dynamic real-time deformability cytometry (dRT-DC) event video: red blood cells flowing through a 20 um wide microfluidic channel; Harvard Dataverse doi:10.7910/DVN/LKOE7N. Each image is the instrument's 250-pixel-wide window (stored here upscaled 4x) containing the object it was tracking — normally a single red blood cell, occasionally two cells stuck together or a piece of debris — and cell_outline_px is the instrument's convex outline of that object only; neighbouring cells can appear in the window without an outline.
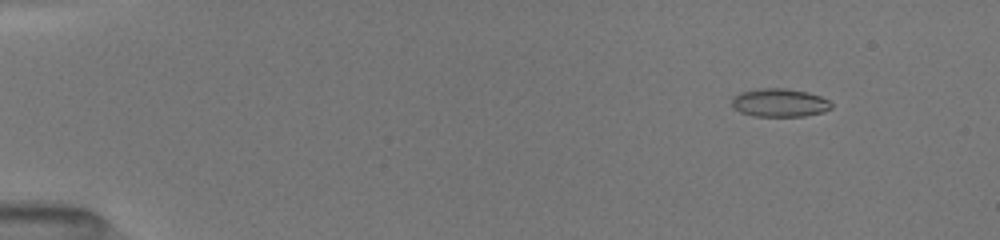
{"species": "common noctule bat (a hibernating species)", "species_latin": "Nyctalus noctula", "temperature_condition": "room temperature", "stored_images_in_passage": 46, "camera_frame_rate_fps": 3000, "um_per_image_px": 0.085, "animal": {"sex": "female", "body_mass_g": 19.5, "forearm_length_mm": 54.1}, "frame": {"image": 1, "passage_image": 4, "time_ms": 1.667, "image_size_px": [1000, 240], "cell_outline_px": [[832, 108], [824, 112], [804, 116], [752, 116], [740, 112], [732, 108], [732, 96], [740, 92], [760, 88], [784, 88], [808, 92], [820, 96], [828, 100], [832, 104]], "centroid_in_image_um": [66.24, 8.73], "position_along_channel_um": 18.8, "area_um2": 16.59}}
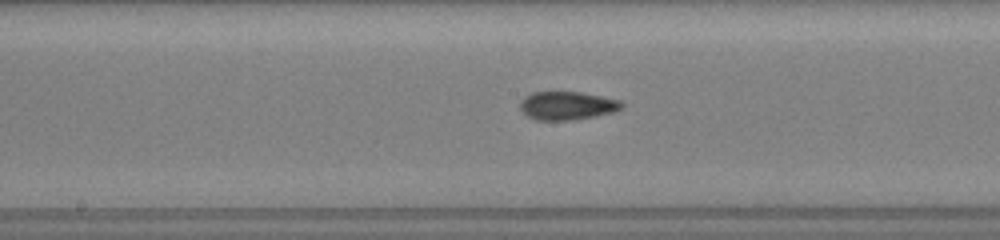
{"frame": {"image": 2, "passage_image": 26, "time_ms": 9.0, "image_size_px": [1000, 240], "cell_outline_px": [[624, 104], [620, 108], [608, 112], [592, 116], [564, 120], [540, 120], [528, 116], [520, 108], [520, 104], [524, 96], [532, 92], [580, 92], [620, 100]], "centroid_in_image_um": [48.15, 8.95], "position_along_channel_um": 200.0, "area_um2": 16.24}}
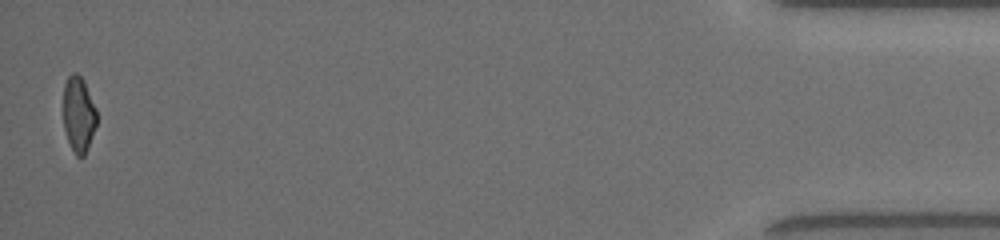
{"frame": {"image": 3, "passage_image": 46, "time_ms": 16.667, "image_size_px": [1000, 240], "cell_outline_px": [[96, 124], [84, 156], [76, 156], [68, 140], [64, 128], [64, 84], [68, 76], [72, 72], [76, 72], [84, 80], [96, 108]], "centroid_in_image_um": [6.68, 9.67], "position_along_channel_um": 428.5, "area_um2": 14.51}, "authors_computed_cell_mechanics": {"area_um2": 16.2418, "velocity_mm_per_s": 4.0579, "shape_relaxation_time_tau1_ms": 6.803, "shape_relaxation_time_tau2_ms": 1.9941, "deformation_change_tau1": 0.1756, "deformation_change_tau2": 0.0619}}